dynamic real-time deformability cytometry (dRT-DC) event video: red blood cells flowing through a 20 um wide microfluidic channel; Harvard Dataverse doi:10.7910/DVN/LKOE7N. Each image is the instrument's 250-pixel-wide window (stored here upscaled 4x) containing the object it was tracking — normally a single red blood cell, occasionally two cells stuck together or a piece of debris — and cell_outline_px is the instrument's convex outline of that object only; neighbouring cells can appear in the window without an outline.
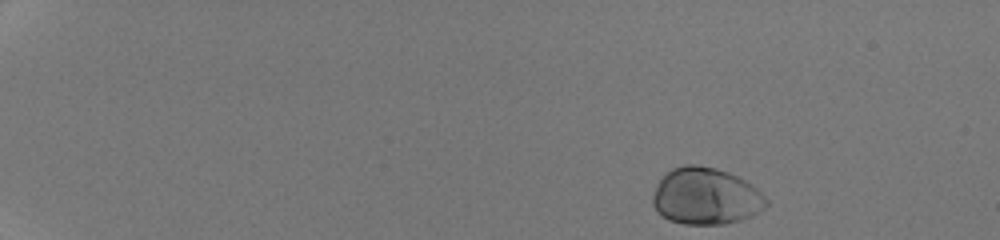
{"species": "human", "species_latin": "Homo sapiens", "temperature_condition": "room temperature", "stored_images_in_passage": 45, "camera_frame_rate_fps": 3000, "um_per_image_px": 0.085, "donor": {"sex": "male"}, "frame": {"image": 1, "passage_image": 1, "time_ms": 0.0, "image_size_px": [1000, 240], "cell_outline_px": [[768, 204], [764, 208], [752, 216], [740, 220], [724, 224], [684, 224], [668, 220], [660, 216], [656, 212], [652, 204], [652, 196], [656, 184], [672, 168], [684, 164], [696, 164], [716, 168], [728, 172], [752, 184], [768, 200]], "centroid_in_image_um": [59.96, 16.69], "position_along_channel_um": 25.0, "area_um2": 37.86}}
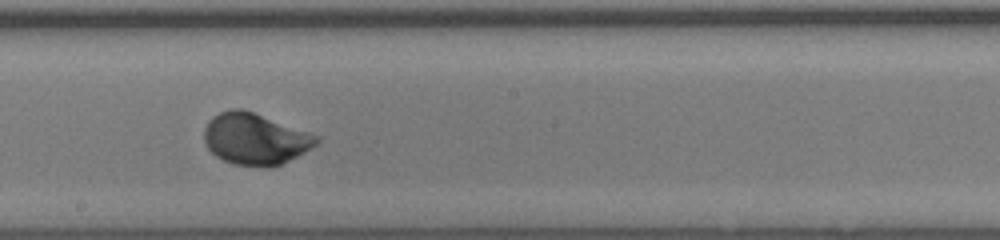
{"frame": {"image": 2, "passage_image": 26, "time_ms": 8.333, "image_size_px": [1000, 240], "cell_outline_px": [[320, 140], [316, 144], [304, 152], [280, 164], [268, 168], [232, 164], [216, 156], [208, 148], [204, 140], [204, 128], [208, 120], [212, 116], [220, 112], [232, 108], [240, 108], [252, 112], [320, 136]], "centroid_in_image_um": [21.65, 11.81], "position_along_channel_um": 226.5, "area_um2": 33.52}}
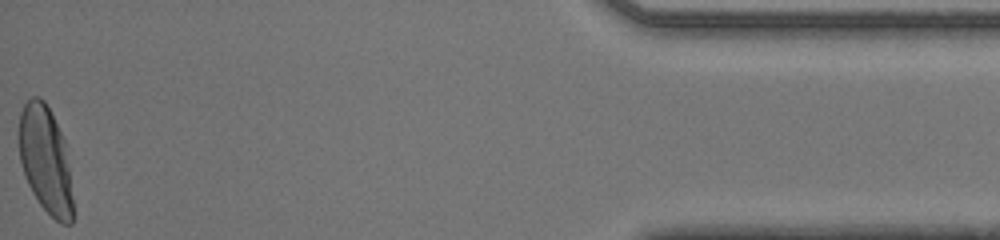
{"frame": {"image": 3, "passage_image": 45, "time_ms": 14.667, "image_size_px": [1000, 240], "cell_outline_px": [[72, 224], [60, 224], [40, 204], [32, 192], [24, 176], [20, 160], [16, 132], [20, 112], [24, 104], [32, 96], [40, 96], [44, 100], [64, 140], [68, 164], [72, 196]], "centroid_in_image_um": [3.81, 13.56], "position_along_channel_um": 431.4, "area_um2": 33.76}, "authors_computed_cell_mechanics": {"area_um2": 33.7552, "velocity_mm_per_s": 4.2609, "shape_relaxation_time_tau1_ms": 1.8605, "shape_relaxation_time_tau2_ms": null, "deformation_change_tau1": 0.1415, "deformation_change_tau2": null}}